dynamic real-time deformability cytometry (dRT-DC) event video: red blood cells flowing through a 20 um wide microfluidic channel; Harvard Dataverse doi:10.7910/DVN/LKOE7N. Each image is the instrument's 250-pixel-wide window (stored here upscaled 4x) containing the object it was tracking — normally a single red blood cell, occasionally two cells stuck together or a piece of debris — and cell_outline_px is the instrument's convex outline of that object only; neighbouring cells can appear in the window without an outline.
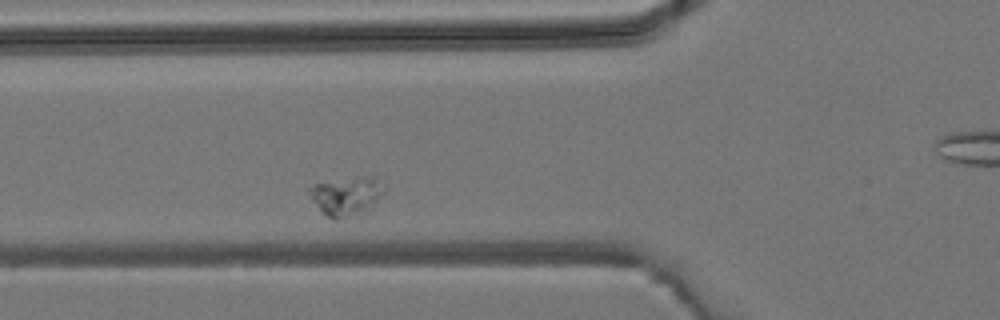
{"species": "common noctule bat (a hibernating species)", "species_latin": "Nyctalus noctula", "temperature_condition": "room temperature", "stored_images_in_passage": 4, "camera_frame_rate_fps": 3000, "um_per_image_px": 0.085, "animal": {"sex": "male", "body_mass_g": 19.2, "forearm_length_mm": 51.8}, "frame": {"image": 1, "passage_image": 3, "time_ms": 3.0, "image_size_px": [1000, 320], "cell_outline_px": [[380, 192], [372, 208], [364, 216], [336, 220], [332, 220], [324, 216], [308, 192], [308, 188], [316, 184], [376, 176]], "centroid_in_image_um": [29.39, 16.79], "position_along_channel_um": 96.4, "area_um2": 16.36}}